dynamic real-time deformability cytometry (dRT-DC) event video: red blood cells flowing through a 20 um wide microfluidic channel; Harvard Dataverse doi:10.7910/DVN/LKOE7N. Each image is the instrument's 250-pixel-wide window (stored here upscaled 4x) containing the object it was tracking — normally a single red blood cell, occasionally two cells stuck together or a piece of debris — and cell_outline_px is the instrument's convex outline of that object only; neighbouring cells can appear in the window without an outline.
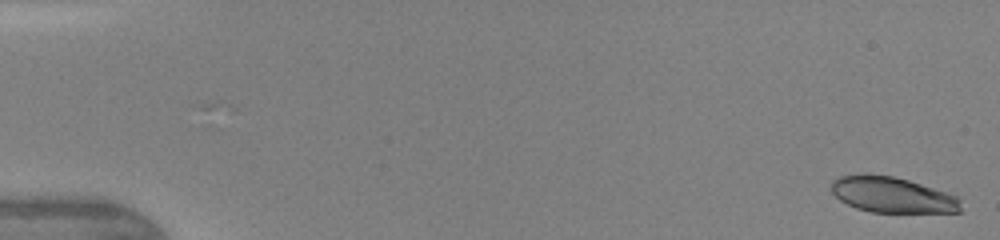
{"species": "human", "species_latin": "Homo sapiens", "temperature_condition": "warm", "stored_images_in_passage": 46, "camera_frame_rate_fps": 3000, "um_per_image_px": 0.085, "donor": {"sex": "female"}, "frame": {"image": 1, "passage_image": 1, "time_ms": 0.0, "image_size_px": [1000, 240], "cell_outline_px": [[960, 212], [872, 212], [856, 208], [840, 200], [832, 192], [832, 180], [840, 176], [864, 172], [892, 176], [908, 180], [956, 196], [960, 200]], "centroid_in_image_um": [75.78, 16.54], "position_along_channel_um": 9.2, "area_um2": 26.82}}
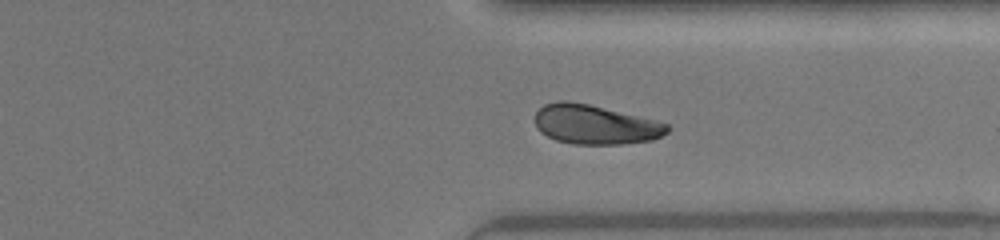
{"frame": {"image": 2, "passage_image": 36, "time_ms": 11.667, "image_size_px": [1000, 240], "cell_outline_px": [[672, 128], [668, 132], [652, 140], [620, 144], [572, 144], [556, 140], [540, 132], [536, 128], [536, 112], [544, 104], [560, 100], [568, 100], [588, 104], [668, 124]], "centroid_in_image_um": [50.55, 10.59], "position_along_channel_um": 360.8, "area_um2": 30.06}}
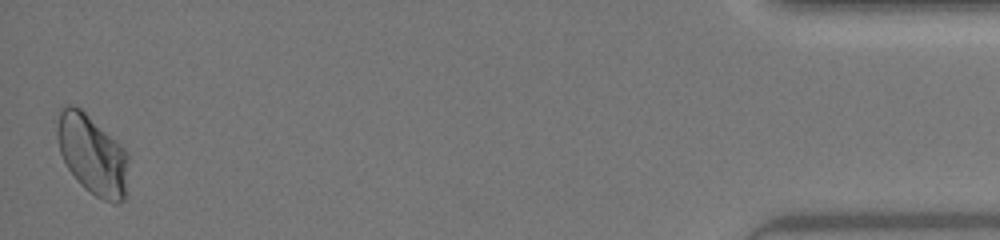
{"frame": {"image": 3, "passage_image": 46, "time_ms": 15.0, "image_size_px": [1000, 240], "cell_outline_px": [[128, 160], [124, 200], [116, 204], [112, 204], [96, 196], [84, 188], [80, 184], [68, 168], [60, 152], [56, 136], [56, 128], [60, 108], [68, 104], [72, 104], [80, 108], [116, 140], [128, 152]], "centroid_in_image_um": [7.83, 13.14], "position_along_channel_um": 427.4, "area_um2": 33.0}, "authors_computed_cell_mechanics": {"area_um2": 30.8941, "velocity_mm_per_s": 4.3799, "shape_relaxation_time_tau1_ms": 4.4022, "shape_relaxation_time_tau2_ms": null, "deformation_change_tau1": 0.1293, "deformation_change_tau2": null}}